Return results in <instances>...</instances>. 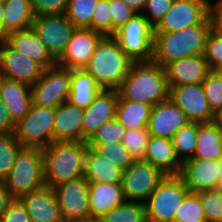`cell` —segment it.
I'll list each match as a JSON object with an SVG mask.
<instances>
[{"label": "cell", "mask_w": 222, "mask_h": 222, "mask_svg": "<svg viewBox=\"0 0 222 222\" xmlns=\"http://www.w3.org/2000/svg\"><path fill=\"white\" fill-rule=\"evenodd\" d=\"M0 98L16 124L31 108V85L3 77Z\"/></svg>", "instance_id": "cb8c5ba5"}, {"label": "cell", "mask_w": 222, "mask_h": 222, "mask_svg": "<svg viewBox=\"0 0 222 222\" xmlns=\"http://www.w3.org/2000/svg\"><path fill=\"white\" fill-rule=\"evenodd\" d=\"M165 176L158 167L145 160L134 161L122 173L121 187L125 201L145 204Z\"/></svg>", "instance_id": "30bf717a"}, {"label": "cell", "mask_w": 222, "mask_h": 222, "mask_svg": "<svg viewBox=\"0 0 222 222\" xmlns=\"http://www.w3.org/2000/svg\"><path fill=\"white\" fill-rule=\"evenodd\" d=\"M119 93L117 90L102 89L94 101L84 108L83 141L87 142L107 121L116 118Z\"/></svg>", "instance_id": "d6986e66"}, {"label": "cell", "mask_w": 222, "mask_h": 222, "mask_svg": "<svg viewBox=\"0 0 222 222\" xmlns=\"http://www.w3.org/2000/svg\"><path fill=\"white\" fill-rule=\"evenodd\" d=\"M64 222H75L90 216L89 182L82 176L54 187Z\"/></svg>", "instance_id": "7c38bea8"}, {"label": "cell", "mask_w": 222, "mask_h": 222, "mask_svg": "<svg viewBox=\"0 0 222 222\" xmlns=\"http://www.w3.org/2000/svg\"><path fill=\"white\" fill-rule=\"evenodd\" d=\"M189 193L180 175H166L145 203L147 222H174L177 209Z\"/></svg>", "instance_id": "8992f818"}, {"label": "cell", "mask_w": 222, "mask_h": 222, "mask_svg": "<svg viewBox=\"0 0 222 222\" xmlns=\"http://www.w3.org/2000/svg\"><path fill=\"white\" fill-rule=\"evenodd\" d=\"M104 222H147L145 204L125 201L103 217Z\"/></svg>", "instance_id": "836d02e7"}, {"label": "cell", "mask_w": 222, "mask_h": 222, "mask_svg": "<svg viewBox=\"0 0 222 222\" xmlns=\"http://www.w3.org/2000/svg\"><path fill=\"white\" fill-rule=\"evenodd\" d=\"M103 37L91 29L76 28L57 64L70 70L84 69Z\"/></svg>", "instance_id": "9a60e30c"}, {"label": "cell", "mask_w": 222, "mask_h": 222, "mask_svg": "<svg viewBox=\"0 0 222 222\" xmlns=\"http://www.w3.org/2000/svg\"><path fill=\"white\" fill-rule=\"evenodd\" d=\"M123 171L88 146L85 155L84 177L93 183H121Z\"/></svg>", "instance_id": "83f0119b"}, {"label": "cell", "mask_w": 222, "mask_h": 222, "mask_svg": "<svg viewBox=\"0 0 222 222\" xmlns=\"http://www.w3.org/2000/svg\"><path fill=\"white\" fill-rule=\"evenodd\" d=\"M214 72L219 76V77H222V64L219 65L215 70Z\"/></svg>", "instance_id": "6f0895ef"}, {"label": "cell", "mask_w": 222, "mask_h": 222, "mask_svg": "<svg viewBox=\"0 0 222 222\" xmlns=\"http://www.w3.org/2000/svg\"><path fill=\"white\" fill-rule=\"evenodd\" d=\"M220 175V160L192 158L182 164L180 176L190 193L216 189Z\"/></svg>", "instance_id": "e0dca14e"}, {"label": "cell", "mask_w": 222, "mask_h": 222, "mask_svg": "<svg viewBox=\"0 0 222 222\" xmlns=\"http://www.w3.org/2000/svg\"><path fill=\"white\" fill-rule=\"evenodd\" d=\"M169 98L183 111L190 122H212L213 112L209 107L202 83L171 86Z\"/></svg>", "instance_id": "5bb4252c"}, {"label": "cell", "mask_w": 222, "mask_h": 222, "mask_svg": "<svg viewBox=\"0 0 222 222\" xmlns=\"http://www.w3.org/2000/svg\"><path fill=\"white\" fill-rule=\"evenodd\" d=\"M75 222H104L102 217H97V216H87L83 219H80Z\"/></svg>", "instance_id": "db71d44e"}, {"label": "cell", "mask_w": 222, "mask_h": 222, "mask_svg": "<svg viewBox=\"0 0 222 222\" xmlns=\"http://www.w3.org/2000/svg\"><path fill=\"white\" fill-rule=\"evenodd\" d=\"M205 57L211 71H214L222 64V32L216 31L213 27L206 39Z\"/></svg>", "instance_id": "7bdbcfd3"}, {"label": "cell", "mask_w": 222, "mask_h": 222, "mask_svg": "<svg viewBox=\"0 0 222 222\" xmlns=\"http://www.w3.org/2000/svg\"><path fill=\"white\" fill-rule=\"evenodd\" d=\"M189 122L183 111L169 98L153 106L147 130L150 136L172 139Z\"/></svg>", "instance_id": "ac0fdd59"}, {"label": "cell", "mask_w": 222, "mask_h": 222, "mask_svg": "<svg viewBox=\"0 0 222 222\" xmlns=\"http://www.w3.org/2000/svg\"><path fill=\"white\" fill-rule=\"evenodd\" d=\"M126 128L114 118L104 122L87 143H119L122 142Z\"/></svg>", "instance_id": "ab89813d"}, {"label": "cell", "mask_w": 222, "mask_h": 222, "mask_svg": "<svg viewBox=\"0 0 222 222\" xmlns=\"http://www.w3.org/2000/svg\"><path fill=\"white\" fill-rule=\"evenodd\" d=\"M207 222H222V194L216 189L197 192Z\"/></svg>", "instance_id": "f35d334b"}, {"label": "cell", "mask_w": 222, "mask_h": 222, "mask_svg": "<svg viewBox=\"0 0 222 222\" xmlns=\"http://www.w3.org/2000/svg\"><path fill=\"white\" fill-rule=\"evenodd\" d=\"M112 16V36L115 32L125 25L136 12L122 0H109Z\"/></svg>", "instance_id": "ee69618b"}, {"label": "cell", "mask_w": 222, "mask_h": 222, "mask_svg": "<svg viewBox=\"0 0 222 222\" xmlns=\"http://www.w3.org/2000/svg\"><path fill=\"white\" fill-rule=\"evenodd\" d=\"M212 123L218 127H222V108H219L213 113Z\"/></svg>", "instance_id": "f5cc1de1"}, {"label": "cell", "mask_w": 222, "mask_h": 222, "mask_svg": "<svg viewBox=\"0 0 222 222\" xmlns=\"http://www.w3.org/2000/svg\"><path fill=\"white\" fill-rule=\"evenodd\" d=\"M144 160L158 167L166 175H180L182 170L174 144L168 138L150 136Z\"/></svg>", "instance_id": "d4e9b609"}, {"label": "cell", "mask_w": 222, "mask_h": 222, "mask_svg": "<svg viewBox=\"0 0 222 222\" xmlns=\"http://www.w3.org/2000/svg\"><path fill=\"white\" fill-rule=\"evenodd\" d=\"M198 123L189 122L172 137V143L179 161L183 164L194 156L197 141Z\"/></svg>", "instance_id": "1f68e13d"}, {"label": "cell", "mask_w": 222, "mask_h": 222, "mask_svg": "<svg viewBox=\"0 0 222 222\" xmlns=\"http://www.w3.org/2000/svg\"><path fill=\"white\" fill-rule=\"evenodd\" d=\"M102 88L85 69H72L68 102L87 108L100 93Z\"/></svg>", "instance_id": "f1b7e54d"}, {"label": "cell", "mask_w": 222, "mask_h": 222, "mask_svg": "<svg viewBox=\"0 0 222 222\" xmlns=\"http://www.w3.org/2000/svg\"><path fill=\"white\" fill-rule=\"evenodd\" d=\"M16 124L13 122L7 107L0 98V135L12 134Z\"/></svg>", "instance_id": "c3c4849f"}, {"label": "cell", "mask_w": 222, "mask_h": 222, "mask_svg": "<svg viewBox=\"0 0 222 222\" xmlns=\"http://www.w3.org/2000/svg\"><path fill=\"white\" fill-rule=\"evenodd\" d=\"M210 17L212 19V27L219 32H222V0L210 2Z\"/></svg>", "instance_id": "681fc988"}, {"label": "cell", "mask_w": 222, "mask_h": 222, "mask_svg": "<svg viewBox=\"0 0 222 222\" xmlns=\"http://www.w3.org/2000/svg\"><path fill=\"white\" fill-rule=\"evenodd\" d=\"M4 42L14 51L27 55L44 68L57 64L32 28L9 33L4 37Z\"/></svg>", "instance_id": "603a6c76"}, {"label": "cell", "mask_w": 222, "mask_h": 222, "mask_svg": "<svg viewBox=\"0 0 222 222\" xmlns=\"http://www.w3.org/2000/svg\"><path fill=\"white\" fill-rule=\"evenodd\" d=\"M2 79H3V75L0 73V89H1V82H2Z\"/></svg>", "instance_id": "91938a15"}, {"label": "cell", "mask_w": 222, "mask_h": 222, "mask_svg": "<svg viewBox=\"0 0 222 222\" xmlns=\"http://www.w3.org/2000/svg\"><path fill=\"white\" fill-rule=\"evenodd\" d=\"M218 184L216 190L222 194V159L220 160V175L218 176Z\"/></svg>", "instance_id": "9f6ffc18"}, {"label": "cell", "mask_w": 222, "mask_h": 222, "mask_svg": "<svg viewBox=\"0 0 222 222\" xmlns=\"http://www.w3.org/2000/svg\"><path fill=\"white\" fill-rule=\"evenodd\" d=\"M174 222H207L198 195L189 193L176 211Z\"/></svg>", "instance_id": "74e56055"}, {"label": "cell", "mask_w": 222, "mask_h": 222, "mask_svg": "<svg viewBox=\"0 0 222 222\" xmlns=\"http://www.w3.org/2000/svg\"><path fill=\"white\" fill-rule=\"evenodd\" d=\"M44 67L27 55L0 43V73L3 77L33 85L43 74Z\"/></svg>", "instance_id": "2e32d148"}, {"label": "cell", "mask_w": 222, "mask_h": 222, "mask_svg": "<svg viewBox=\"0 0 222 222\" xmlns=\"http://www.w3.org/2000/svg\"><path fill=\"white\" fill-rule=\"evenodd\" d=\"M219 133H220V138H221V142H222V127H219Z\"/></svg>", "instance_id": "680465c9"}, {"label": "cell", "mask_w": 222, "mask_h": 222, "mask_svg": "<svg viewBox=\"0 0 222 222\" xmlns=\"http://www.w3.org/2000/svg\"><path fill=\"white\" fill-rule=\"evenodd\" d=\"M211 29L209 14L198 25L174 32H154L152 61L165 68L178 59L205 54L206 39Z\"/></svg>", "instance_id": "6da1fadb"}, {"label": "cell", "mask_w": 222, "mask_h": 222, "mask_svg": "<svg viewBox=\"0 0 222 222\" xmlns=\"http://www.w3.org/2000/svg\"><path fill=\"white\" fill-rule=\"evenodd\" d=\"M14 200L6 188L4 181L0 180V218Z\"/></svg>", "instance_id": "f907efd6"}, {"label": "cell", "mask_w": 222, "mask_h": 222, "mask_svg": "<svg viewBox=\"0 0 222 222\" xmlns=\"http://www.w3.org/2000/svg\"><path fill=\"white\" fill-rule=\"evenodd\" d=\"M4 8L3 5L0 3V43L4 41V35L2 34V17H3Z\"/></svg>", "instance_id": "11a10c76"}, {"label": "cell", "mask_w": 222, "mask_h": 222, "mask_svg": "<svg viewBox=\"0 0 222 222\" xmlns=\"http://www.w3.org/2000/svg\"><path fill=\"white\" fill-rule=\"evenodd\" d=\"M71 70L58 64L45 68L42 76L31 85L32 104L55 108L68 101Z\"/></svg>", "instance_id": "ba28073f"}, {"label": "cell", "mask_w": 222, "mask_h": 222, "mask_svg": "<svg viewBox=\"0 0 222 222\" xmlns=\"http://www.w3.org/2000/svg\"><path fill=\"white\" fill-rule=\"evenodd\" d=\"M0 222H31L26 207L15 199L0 218Z\"/></svg>", "instance_id": "7dc6e473"}, {"label": "cell", "mask_w": 222, "mask_h": 222, "mask_svg": "<svg viewBox=\"0 0 222 222\" xmlns=\"http://www.w3.org/2000/svg\"><path fill=\"white\" fill-rule=\"evenodd\" d=\"M97 154L114 163L122 171L126 170L135 160L121 143H87Z\"/></svg>", "instance_id": "d6a6232c"}, {"label": "cell", "mask_w": 222, "mask_h": 222, "mask_svg": "<svg viewBox=\"0 0 222 222\" xmlns=\"http://www.w3.org/2000/svg\"><path fill=\"white\" fill-rule=\"evenodd\" d=\"M91 30L102 33L104 36H112V16L109 0H99L95 5L91 18Z\"/></svg>", "instance_id": "60d3db41"}, {"label": "cell", "mask_w": 222, "mask_h": 222, "mask_svg": "<svg viewBox=\"0 0 222 222\" xmlns=\"http://www.w3.org/2000/svg\"><path fill=\"white\" fill-rule=\"evenodd\" d=\"M2 34L32 28L35 15L31 0H5L3 3Z\"/></svg>", "instance_id": "4316f807"}, {"label": "cell", "mask_w": 222, "mask_h": 222, "mask_svg": "<svg viewBox=\"0 0 222 222\" xmlns=\"http://www.w3.org/2000/svg\"><path fill=\"white\" fill-rule=\"evenodd\" d=\"M84 108L64 102L54 108L53 141H83Z\"/></svg>", "instance_id": "7402d4cb"}, {"label": "cell", "mask_w": 222, "mask_h": 222, "mask_svg": "<svg viewBox=\"0 0 222 222\" xmlns=\"http://www.w3.org/2000/svg\"><path fill=\"white\" fill-rule=\"evenodd\" d=\"M32 29L57 61L65 51L76 27L64 13L35 16Z\"/></svg>", "instance_id": "8fae6325"}, {"label": "cell", "mask_w": 222, "mask_h": 222, "mask_svg": "<svg viewBox=\"0 0 222 222\" xmlns=\"http://www.w3.org/2000/svg\"><path fill=\"white\" fill-rule=\"evenodd\" d=\"M14 199L45 185L43 169V149L22 147L8 176L3 180Z\"/></svg>", "instance_id": "5b68a950"}, {"label": "cell", "mask_w": 222, "mask_h": 222, "mask_svg": "<svg viewBox=\"0 0 222 222\" xmlns=\"http://www.w3.org/2000/svg\"><path fill=\"white\" fill-rule=\"evenodd\" d=\"M133 62L113 36H104L84 69L102 89L117 90Z\"/></svg>", "instance_id": "277c9868"}, {"label": "cell", "mask_w": 222, "mask_h": 222, "mask_svg": "<svg viewBox=\"0 0 222 222\" xmlns=\"http://www.w3.org/2000/svg\"><path fill=\"white\" fill-rule=\"evenodd\" d=\"M31 222H64L54 188L44 185L19 199Z\"/></svg>", "instance_id": "ffe728a7"}, {"label": "cell", "mask_w": 222, "mask_h": 222, "mask_svg": "<svg viewBox=\"0 0 222 222\" xmlns=\"http://www.w3.org/2000/svg\"><path fill=\"white\" fill-rule=\"evenodd\" d=\"M152 108L150 104L126 100L119 95L116 118L126 129L147 128Z\"/></svg>", "instance_id": "f546056e"}, {"label": "cell", "mask_w": 222, "mask_h": 222, "mask_svg": "<svg viewBox=\"0 0 222 222\" xmlns=\"http://www.w3.org/2000/svg\"><path fill=\"white\" fill-rule=\"evenodd\" d=\"M23 146L14 133L0 135V180L3 181L11 171L15 158Z\"/></svg>", "instance_id": "d590c367"}, {"label": "cell", "mask_w": 222, "mask_h": 222, "mask_svg": "<svg viewBox=\"0 0 222 222\" xmlns=\"http://www.w3.org/2000/svg\"><path fill=\"white\" fill-rule=\"evenodd\" d=\"M210 12L209 0H174L154 32H174L200 24Z\"/></svg>", "instance_id": "4fadbf2b"}, {"label": "cell", "mask_w": 222, "mask_h": 222, "mask_svg": "<svg viewBox=\"0 0 222 222\" xmlns=\"http://www.w3.org/2000/svg\"><path fill=\"white\" fill-rule=\"evenodd\" d=\"M202 87L212 112L222 108V77L212 71L202 82Z\"/></svg>", "instance_id": "b9f144b4"}, {"label": "cell", "mask_w": 222, "mask_h": 222, "mask_svg": "<svg viewBox=\"0 0 222 222\" xmlns=\"http://www.w3.org/2000/svg\"><path fill=\"white\" fill-rule=\"evenodd\" d=\"M68 0H31L35 16L64 14L67 9Z\"/></svg>", "instance_id": "bcb514c9"}, {"label": "cell", "mask_w": 222, "mask_h": 222, "mask_svg": "<svg viewBox=\"0 0 222 222\" xmlns=\"http://www.w3.org/2000/svg\"><path fill=\"white\" fill-rule=\"evenodd\" d=\"M117 91L126 100L154 106L169 99L166 70L153 61L133 62Z\"/></svg>", "instance_id": "7a4b0ae2"}, {"label": "cell", "mask_w": 222, "mask_h": 222, "mask_svg": "<svg viewBox=\"0 0 222 222\" xmlns=\"http://www.w3.org/2000/svg\"><path fill=\"white\" fill-rule=\"evenodd\" d=\"M88 146L84 141H53L43 148L45 185L54 188L84 176Z\"/></svg>", "instance_id": "3957f363"}, {"label": "cell", "mask_w": 222, "mask_h": 222, "mask_svg": "<svg viewBox=\"0 0 222 222\" xmlns=\"http://www.w3.org/2000/svg\"><path fill=\"white\" fill-rule=\"evenodd\" d=\"M113 37L134 62L152 61L154 28L142 13H136Z\"/></svg>", "instance_id": "52a82bcc"}, {"label": "cell", "mask_w": 222, "mask_h": 222, "mask_svg": "<svg viewBox=\"0 0 222 222\" xmlns=\"http://www.w3.org/2000/svg\"><path fill=\"white\" fill-rule=\"evenodd\" d=\"M129 7H131L136 13H142L146 6L147 0H122Z\"/></svg>", "instance_id": "816d5d0a"}, {"label": "cell", "mask_w": 222, "mask_h": 222, "mask_svg": "<svg viewBox=\"0 0 222 222\" xmlns=\"http://www.w3.org/2000/svg\"><path fill=\"white\" fill-rule=\"evenodd\" d=\"M99 0H68L65 15L76 28L91 29L92 12Z\"/></svg>", "instance_id": "e575fe53"}, {"label": "cell", "mask_w": 222, "mask_h": 222, "mask_svg": "<svg viewBox=\"0 0 222 222\" xmlns=\"http://www.w3.org/2000/svg\"><path fill=\"white\" fill-rule=\"evenodd\" d=\"M173 1L174 0H147L144 8L146 11H143L142 14L148 20L149 24L155 28L171 8Z\"/></svg>", "instance_id": "f6af8a7d"}, {"label": "cell", "mask_w": 222, "mask_h": 222, "mask_svg": "<svg viewBox=\"0 0 222 222\" xmlns=\"http://www.w3.org/2000/svg\"><path fill=\"white\" fill-rule=\"evenodd\" d=\"M124 202L121 183L89 182L90 216L103 217Z\"/></svg>", "instance_id": "484cf974"}, {"label": "cell", "mask_w": 222, "mask_h": 222, "mask_svg": "<svg viewBox=\"0 0 222 222\" xmlns=\"http://www.w3.org/2000/svg\"><path fill=\"white\" fill-rule=\"evenodd\" d=\"M165 70L169 87L201 84L212 72L204 54L173 61Z\"/></svg>", "instance_id": "44dd1931"}, {"label": "cell", "mask_w": 222, "mask_h": 222, "mask_svg": "<svg viewBox=\"0 0 222 222\" xmlns=\"http://www.w3.org/2000/svg\"><path fill=\"white\" fill-rule=\"evenodd\" d=\"M149 139L150 134L147 128L126 129L121 143L130 152L132 158L138 161L144 160Z\"/></svg>", "instance_id": "8d00e7d4"}, {"label": "cell", "mask_w": 222, "mask_h": 222, "mask_svg": "<svg viewBox=\"0 0 222 222\" xmlns=\"http://www.w3.org/2000/svg\"><path fill=\"white\" fill-rule=\"evenodd\" d=\"M54 109L31 105L15 126V138L23 147L45 148L53 142Z\"/></svg>", "instance_id": "9c48e42d"}, {"label": "cell", "mask_w": 222, "mask_h": 222, "mask_svg": "<svg viewBox=\"0 0 222 222\" xmlns=\"http://www.w3.org/2000/svg\"><path fill=\"white\" fill-rule=\"evenodd\" d=\"M192 158L222 159V142L219 127L211 123H198L197 141Z\"/></svg>", "instance_id": "4dcf8cb0"}]
</instances>
